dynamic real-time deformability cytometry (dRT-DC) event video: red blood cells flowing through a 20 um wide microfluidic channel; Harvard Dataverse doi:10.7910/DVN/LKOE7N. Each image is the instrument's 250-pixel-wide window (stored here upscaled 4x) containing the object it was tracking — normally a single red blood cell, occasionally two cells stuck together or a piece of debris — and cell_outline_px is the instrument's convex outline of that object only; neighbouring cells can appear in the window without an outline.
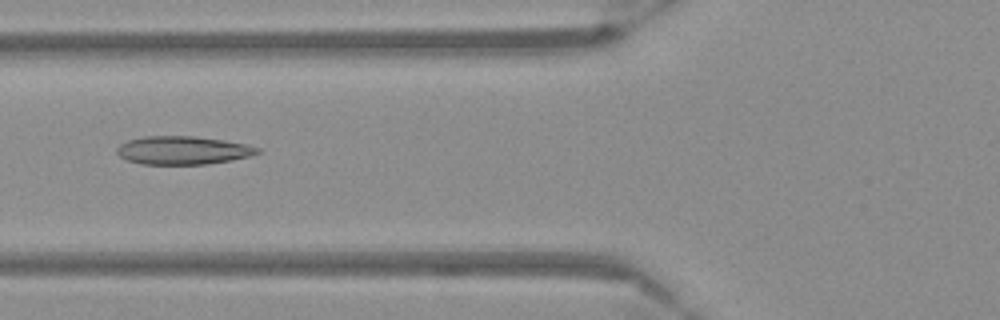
{"species": "Egyptian fruit bat (a non-hibernating species)", "species_latin": "Rousettus aegyptiacus", "temperature_condition": "warm", "stored_images_in_passage": 55, "camera_frame_rate_fps": 3000, "um_per_image_px": 0.085, "frame": {"image": 1, "passage_image": 22, "time_ms": 7.0, "image_size_px": [1000, 320], "cell_outline_px": [[260, 152], [248, 156], [208, 164], [144, 164], [128, 160], [120, 156], [116, 152], [116, 148], [120, 144], [128, 140], [144, 136], [196, 136], [224, 140], [248, 144], [260, 148]], "centroid_in_image_um": [15.54, 12.76], "position_along_channel_um": 110.3, "area_um2": 23.06}}
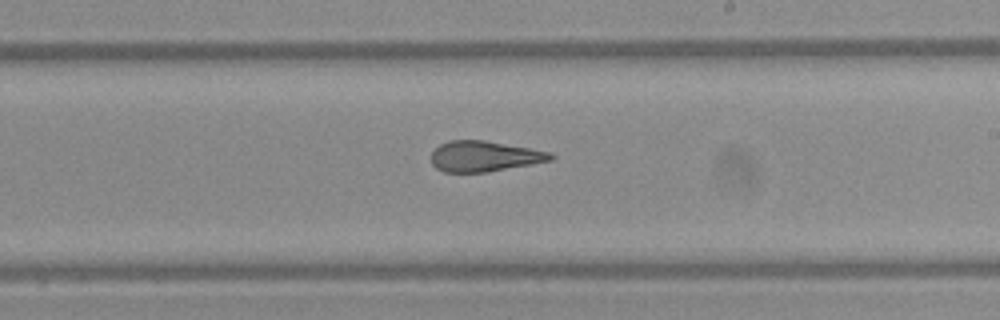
{"frame": {"image": 2, "passage_image": 33, "time_ms": 10.667, "image_size_px": [1000, 320], "cell_outline_px": [[556, 156], [552, 160], [532, 164], [488, 172], [444, 172], [436, 168], [432, 164], [432, 152], [440, 144], [448, 140], [484, 140], [552, 152]], "centroid_in_image_um": [41.18, 13.28], "position_along_channel_um": 247.8, "area_um2": 21.33}}
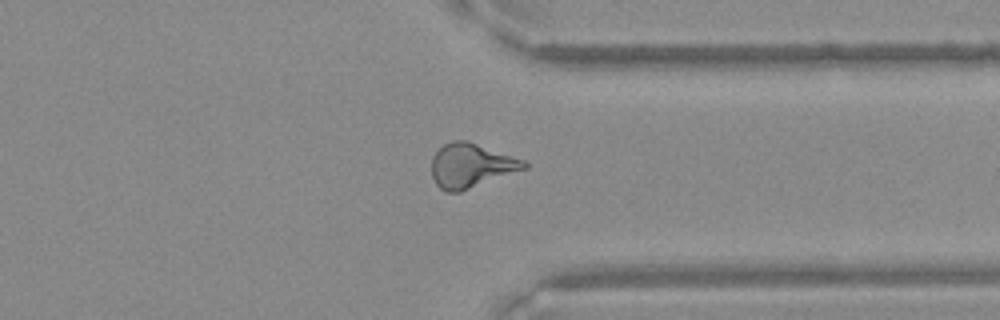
{"frame": {"image": 3, "passage_image": 43, "time_ms": 14.0, "image_size_px": [1000, 320], "cell_outline_px": [[528, 168], [460, 192], [444, 192], [436, 184], [432, 176], [432, 156], [444, 144], [452, 140], [468, 140], [524, 160], [528, 164]], "centroid_in_image_um": [40.04, 14.07], "position_along_channel_um": 371.4, "area_um2": 23.93}}